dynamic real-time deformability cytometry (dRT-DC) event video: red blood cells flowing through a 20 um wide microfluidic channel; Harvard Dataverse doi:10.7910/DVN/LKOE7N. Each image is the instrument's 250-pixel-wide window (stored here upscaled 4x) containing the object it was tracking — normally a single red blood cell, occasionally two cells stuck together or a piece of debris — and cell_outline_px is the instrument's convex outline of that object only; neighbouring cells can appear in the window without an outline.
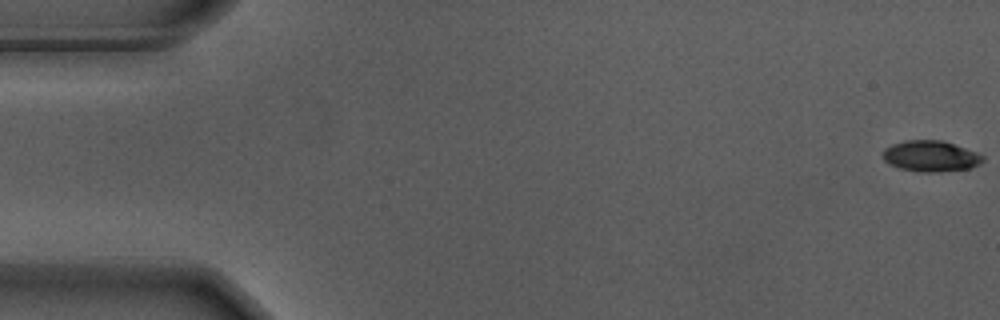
{"species": "Egyptian fruit bat (a non-hibernating species)", "species_latin": "Rousettus aegyptiacus", "temperature_condition": "warm", "stored_images_in_passage": 54, "camera_frame_rate_fps": 3000, "um_per_image_px": 0.085, "animal": {"sex": "male"}, "frame": {"image": 1, "passage_image": 1, "time_ms": 0.0, "image_size_px": [1000, 320], "cell_outline_px": [[984, 160], [980, 164], [972, 168], [940, 172], [920, 172], [900, 168], [888, 164], [884, 160], [884, 148], [892, 144], [904, 140], [944, 140], [976, 152], [984, 156]], "centroid_in_image_um": [79.13, 13.27], "position_along_channel_um": 5.9, "area_um2": 18.21}}
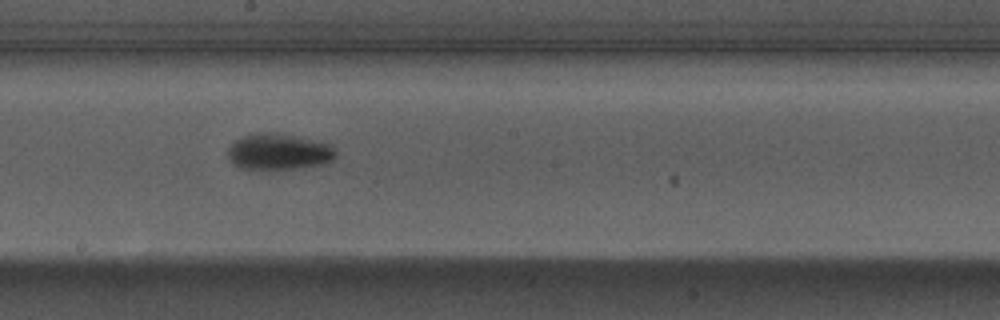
{"frame": {"image": 2, "passage_image": 31, "time_ms": 10.0, "image_size_px": [1000, 320], "cell_outline_px": [[336, 156], [332, 160], [324, 164], [296, 168], [240, 168], [228, 156], [228, 148], [236, 140], [244, 136], [276, 132], [296, 136], [332, 144], [336, 152]], "centroid_in_image_um": [23.76, 12.89], "position_along_channel_um": 224.4, "area_um2": 22.2}}
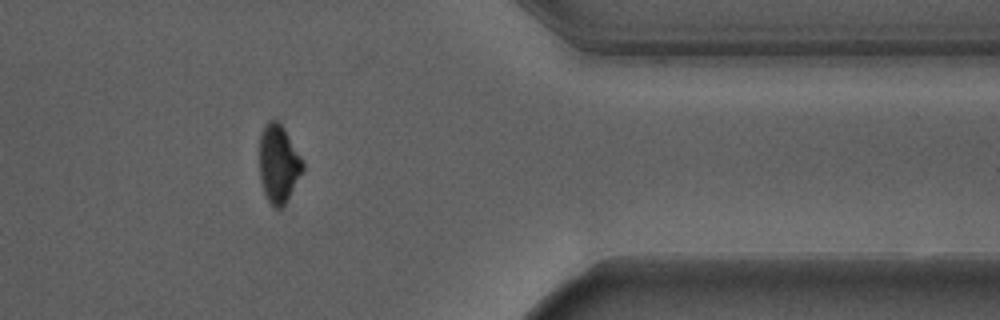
{"frame": {"image": 3, "passage_image": 46, "time_ms": 15.0, "image_size_px": [1000, 320], "cell_outline_px": [[304, 168], [288, 200], [280, 208], [276, 208], [268, 200], [264, 192], [260, 180], [260, 136], [264, 124], [268, 120], [276, 120], [284, 128], [300, 156], [304, 164]], "centroid_in_image_um": [23.67, 13.91], "position_along_channel_um": 387.7, "area_um2": 19.48}, "authors_computed_cell_mechanics": {"area_um2": 20.3745, "velocity_mm_per_s": 3.6952, "shape_relaxation_time_tau1_ms": 2.2979, "shape_relaxation_time_tau2_ms": null, "deformation_change_tau1": 0.1829, "deformation_change_tau2": null}}